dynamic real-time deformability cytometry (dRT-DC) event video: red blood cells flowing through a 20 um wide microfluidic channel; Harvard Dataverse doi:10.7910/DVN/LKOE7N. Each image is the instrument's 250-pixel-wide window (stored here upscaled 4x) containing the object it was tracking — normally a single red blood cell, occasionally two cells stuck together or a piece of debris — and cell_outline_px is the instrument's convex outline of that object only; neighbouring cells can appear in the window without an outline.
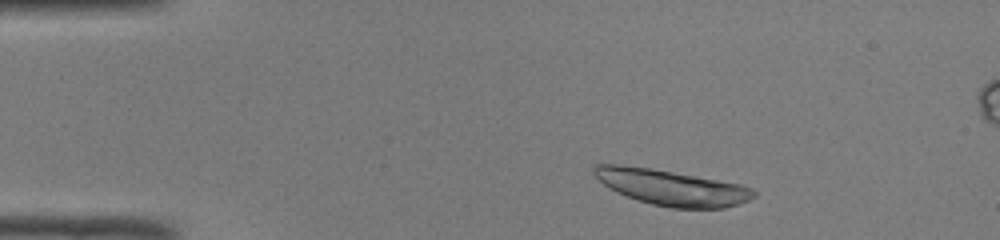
{"species": "common noctule bat (a hibernating species)", "species_latin": "Nyctalus noctula", "temperature_condition": "room temperature", "stored_images_in_passage": 35, "camera_frame_rate_fps": 3000, "um_per_image_px": 0.085, "animal": {"sex": "male", "body_mass_g": 19.0, "forearm_length_mm": 50.8}, "frame": {"image": 1, "passage_image": 4, "time_ms": 1.0, "image_size_px": [1000, 240], "cell_outline_px": [[756, 196], [748, 200], [724, 208], [668, 208], [652, 204], [616, 192], [604, 184], [592, 172], [592, 164], [620, 164], [648, 168], [672, 172], [740, 184], [752, 188], [756, 192]], "centroid_in_image_um": [57.06, 15.93], "position_along_channel_um": 27.9, "area_um2": 32.71}}